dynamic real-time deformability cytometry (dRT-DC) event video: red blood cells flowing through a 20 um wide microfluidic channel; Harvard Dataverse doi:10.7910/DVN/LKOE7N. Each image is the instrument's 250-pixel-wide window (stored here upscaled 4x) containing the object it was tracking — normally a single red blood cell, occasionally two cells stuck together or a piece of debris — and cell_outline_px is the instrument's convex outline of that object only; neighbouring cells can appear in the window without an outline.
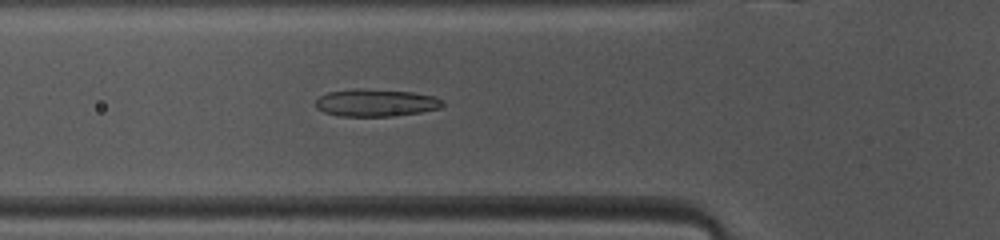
{"species": "common noctule bat (a hibernating species)", "species_latin": "Nyctalus noctula", "temperature_condition": "warm", "stored_images_in_passage": 47, "camera_frame_rate_fps": 3000, "um_per_image_px": 0.085, "animal": {"sex": "female", "body_mass_g": 10.0, "forearm_length_mm": 53.1}, "frame": {"image": 1, "passage_image": 15, "time_ms": 4.667, "image_size_px": [1000, 240], "cell_outline_px": [[444, 104], [440, 108], [420, 112], [392, 116], [340, 116], [324, 112], [316, 108], [316, 100], [320, 96], [328, 92], [352, 88], [360, 88], [412, 92], [436, 96], [444, 100]], "centroid_in_image_um": [31.96, 8.72], "position_along_channel_um": 93.8, "area_um2": 20.4}}
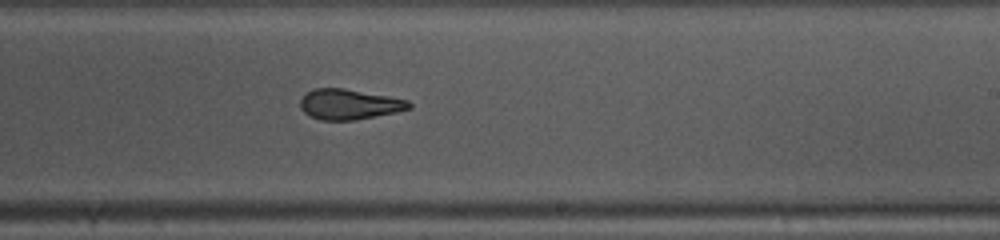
{"frame": {"image": 2, "passage_image": 27, "time_ms": 8.667, "image_size_px": [1000, 240], "cell_outline_px": [[412, 108], [396, 112], [356, 120], [320, 120], [304, 112], [300, 108], [300, 100], [312, 88], [344, 88], [388, 96], [408, 100], [412, 104]], "centroid_in_image_um": [29.69, 8.86], "position_along_channel_um": 259.3, "area_um2": 19.19}}
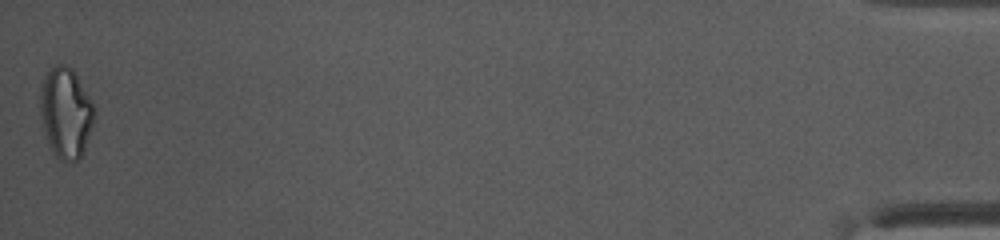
{"frame": {"image": 3, "passage_image": 47, "time_ms": 15.333, "image_size_px": [1000, 240], "cell_outline_px": [[92, 124], [80, 160], [60, 160], [56, 156], [48, 140], [44, 128], [40, 108], [40, 96], [44, 76], [56, 64], [64, 64], [72, 68], [88, 96], [92, 104]], "centroid_in_image_um": [5.57, 9.56], "position_along_channel_um": 429.6, "area_um2": 27.4}, "authors_computed_cell_mechanics": {"area_um2": 20.4612, "velocity_mm_per_s": 4.1193, "shape_relaxation_time_tau1_ms": 5.6529, "shape_relaxation_time_tau2_ms": 1.5654, "deformation_change_tau1": 0.1839, "deformation_change_tau2": 0.0919}}